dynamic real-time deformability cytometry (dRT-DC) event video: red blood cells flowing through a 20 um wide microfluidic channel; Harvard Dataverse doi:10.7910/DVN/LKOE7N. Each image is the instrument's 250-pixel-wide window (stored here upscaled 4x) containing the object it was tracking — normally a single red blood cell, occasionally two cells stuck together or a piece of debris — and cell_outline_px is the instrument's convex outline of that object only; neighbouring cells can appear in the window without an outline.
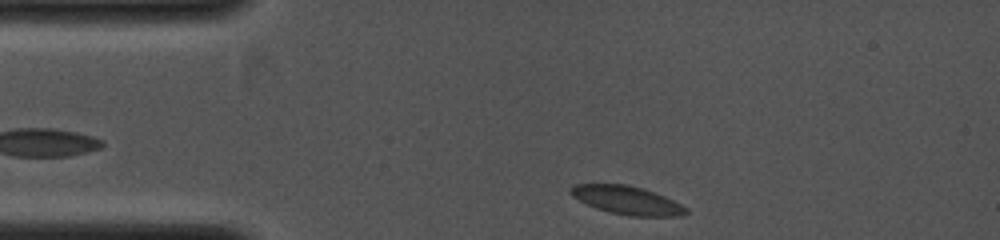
{"species": "common noctule bat (a hibernating species)", "species_latin": "Nyctalus noctula", "temperature_condition": "cold", "stored_images_in_passage": 33, "camera_frame_rate_fps": 4000, "um_per_image_px": 0.085, "animal": {"sex": "female", "body_mass_g": 19.0, "forearm_length_mm": 53.3}, "frame": {"image": 1, "passage_image": 1, "time_ms": 0.0, "image_size_px": [1000, 240], "cell_outline_px": [[688, 212], [680, 216], [628, 216], [596, 208], [572, 196], [568, 192], [568, 188], [572, 184], [628, 184], [644, 188], [664, 196], [688, 208]], "centroid_in_image_um": [53.27, 17.0], "position_along_channel_um": 31.7, "area_um2": 19.07}}
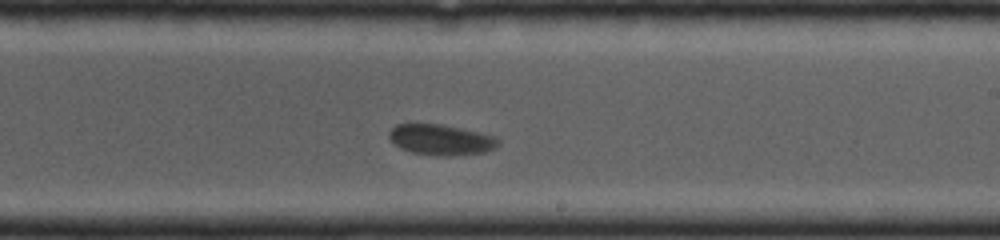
{"frame": {"image": 2, "passage_image": 19, "time_ms": 4.5, "image_size_px": [1000, 240], "cell_outline_px": [[500, 144], [496, 148], [484, 152], [448, 156], [440, 156], [412, 152], [400, 148], [388, 136], [388, 132], [396, 124], [444, 124], [492, 136], [500, 140]], "centroid_in_image_um": [37.48, 11.88], "position_along_channel_um": 251.5, "area_um2": 19.31}}
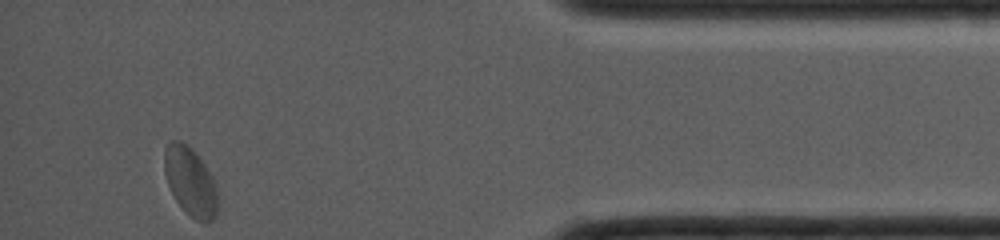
{"frame": {"image": 3, "passage_image": 33, "time_ms": 8.0, "image_size_px": [1000, 240], "cell_outline_px": [[216, 216], [212, 220], [204, 224], [196, 220], [176, 200], [168, 184], [164, 172], [164, 148], [168, 140], [180, 140], [192, 148], [204, 164], [212, 176], [216, 184]], "centroid_in_image_um": [16.16, 15.39], "position_along_channel_um": 419.0, "area_um2": 21.21}}